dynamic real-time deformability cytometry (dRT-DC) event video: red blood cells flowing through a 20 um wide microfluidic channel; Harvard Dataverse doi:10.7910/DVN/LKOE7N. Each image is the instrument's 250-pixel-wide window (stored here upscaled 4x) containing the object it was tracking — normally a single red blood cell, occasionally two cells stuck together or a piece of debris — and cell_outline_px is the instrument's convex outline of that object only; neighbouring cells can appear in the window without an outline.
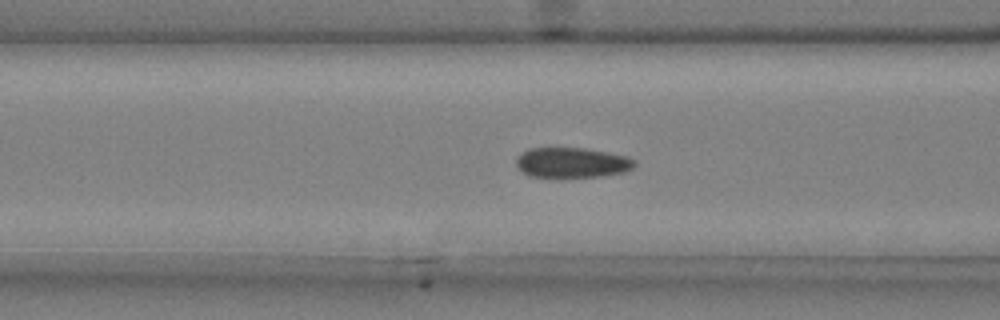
{"species": "common noctule bat (a hibernating species)", "species_latin": "Nyctalus noctula", "temperature_condition": "cold", "stored_images_in_passage": 40, "camera_frame_rate_fps": 3000, "um_per_image_px": 0.085, "animal": {"sex": "male", "body_mass_g": 20.4}, "frame": {"image": 1, "passage_image": 9, "time_ms": 2.667, "image_size_px": [1000, 320], "cell_outline_px": [[636, 164], [632, 168], [624, 172], [600, 176], [560, 180], [528, 176], [520, 172], [516, 164], [516, 156], [528, 148], [584, 148], [608, 152], [624, 156], [636, 160]], "centroid_in_image_um": [48.54, 13.87], "position_along_channel_um": 118.1, "area_um2": 21.73}}
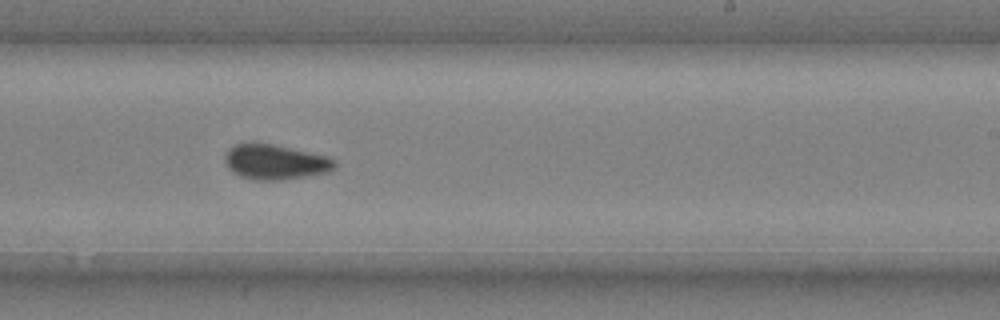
{"frame": {"image": 2, "passage_image": 21, "time_ms": 6.667, "image_size_px": [1000, 320], "cell_outline_px": [[336, 168], [332, 172], [280, 180], [256, 180], [240, 176], [232, 172], [228, 168], [224, 160], [224, 156], [228, 148], [236, 144], [276, 144], [328, 156], [336, 160]], "centroid_in_image_um": [23.43, 13.78], "position_along_channel_um": 265.6, "area_um2": 22.6}}
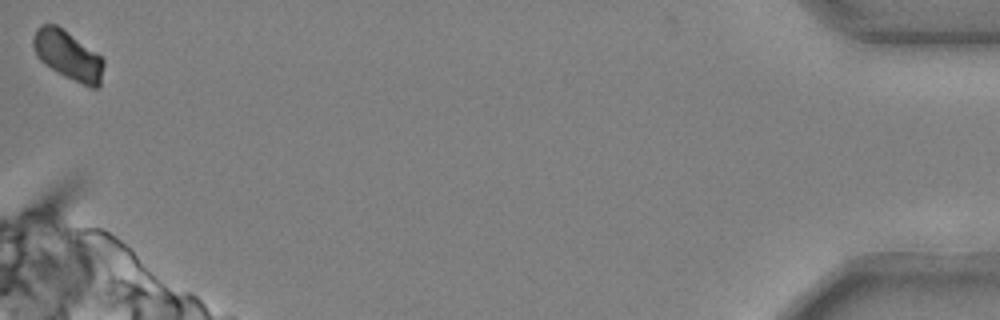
{"frame": {"image": 3, "passage_image": 40, "time_ms": 13.0, "image_size_px": [1000, 320], "cell_outline_px": [[104, 64], [100, 84], [96, 88], [92, 88], [64, 76], [56, 72], [44, 64], [36, 56], [32, 44], [32, 36], [36, 28], [40, 24], [56, 24], [96, 52], [104, 60]], "centroid_in_image_um": [5.74, 4.69], "position_along_channel_um": 429.5, "area_um2": 20.17}, "authors_computed_cell_mechanics": {"area_um2": 22.1374, "velocity_mm_per_s": 3.6959, "shape_relaxation_time_tau1_ms": 6.3233, "shape_relaxation_time_tau2_ms": null, "deformation_change_tau1": 0.1193, "deformation_change_tau2": null}}